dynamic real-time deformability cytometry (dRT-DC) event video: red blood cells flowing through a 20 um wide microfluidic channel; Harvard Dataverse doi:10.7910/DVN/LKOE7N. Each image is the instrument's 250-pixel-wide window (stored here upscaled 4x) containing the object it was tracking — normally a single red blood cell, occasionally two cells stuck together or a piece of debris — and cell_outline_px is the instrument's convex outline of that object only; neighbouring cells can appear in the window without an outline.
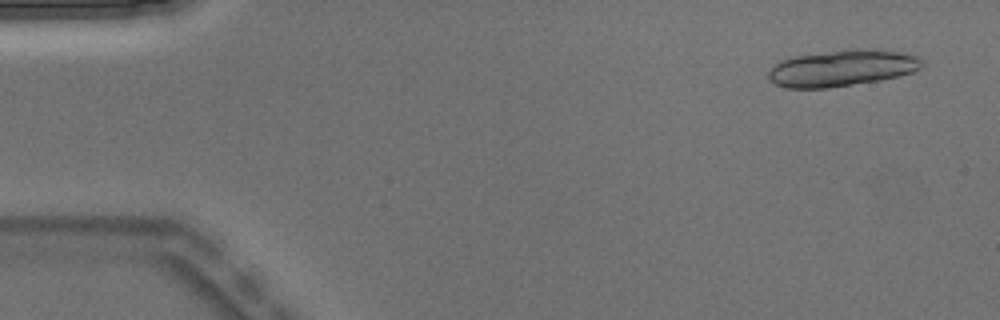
{"species": "Egyptian fruit bat (a non-hibernating species)", "species_latin": "Rousettus aegyptiacus", "temperature_condition": "warm", "stored_images_in_passage": 6, "camera_frame_rate_fps": 3000, "um_per_image_px": 0.085, "animal": {"sex": "male"}, "frame": {"image": 1, "passage_image": 6, "time_ms": 1.667, "image_size_px": [1000, 320], "cell_outline_px": [[924, 64], [920, 68], [912, 72], [880, 80], [828, 88], [784, 88], [768, 80], [768, 72], [780, 60], [796, 56], [856, 48], [880, 48], [904, 52], [920, 56], [924, 60]], "centroid_in_image_um": [71.63, 5.77], "position_along_channel_um": 13.4, "area_um2": 32.89}}